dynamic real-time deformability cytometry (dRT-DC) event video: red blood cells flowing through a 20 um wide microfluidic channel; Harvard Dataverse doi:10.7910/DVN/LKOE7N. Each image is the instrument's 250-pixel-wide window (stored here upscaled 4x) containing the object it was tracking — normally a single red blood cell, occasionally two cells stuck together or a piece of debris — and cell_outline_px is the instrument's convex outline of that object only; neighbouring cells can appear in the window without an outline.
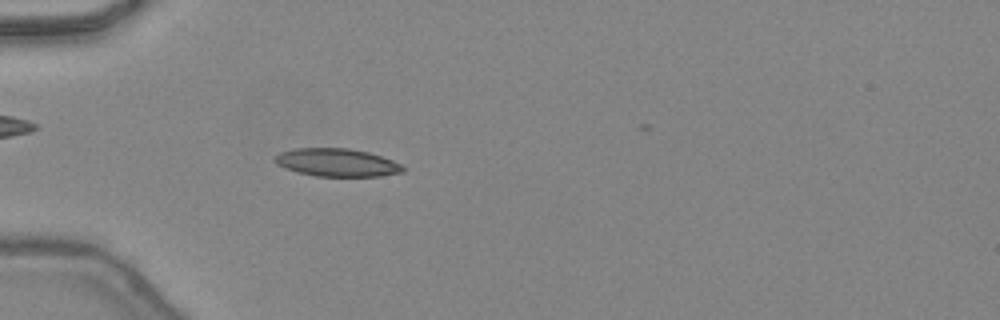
{"species": "common noctule bat (a hibernating species)", "species_latin": "Nyctalus noctula", "temperature_condition": "warm", "stored_images_in_passage": 45, "camera_frame_rate_fps": 3000, "um_per_image_px": 0.085, "animal": {"sex": "female", "body_mass_g": 24.6, "forearm_length_mm": 56.2}, "frame": {"image": 1, "passage_image": 15, "time_ms": 4.667, "image_size_px": [1000, 320], "cell_outline_px": [[404, 172], [380, 176], [316, 176], [296, 172], [284, 168], [276, 164], [272, 160], [280, 152], [296, 148], [348, 148], [368, 152], [392, 160], [400, 164], [404, 168]], "centroid_in_image_um": [28.6, 13.81], "position_along_channel_um": 56.4, "area_um2": 20.87}}
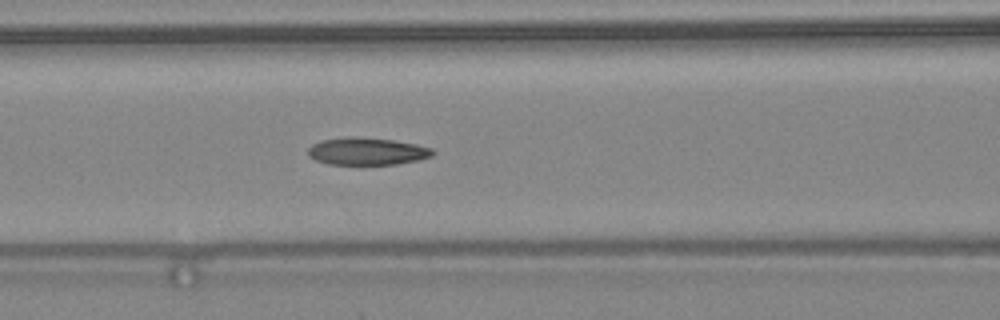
{"frame": {"image": 2, "passage_image": 21, "time_ms": 6.667, "image_size_px": [1000, 320], "cell_outline_px": [[436, 152], [432, 156], [420, 160], [396, 164], [328, 164], [316, 160], [308, 156], [308, 148], [312, 144], [324, 140], [392, 140], [416, 144], [432, 148]], "centroid_in_image_um": [31.27, 12.92], "position_along_channel_um": 135.3, "area_um2": 18.84}}
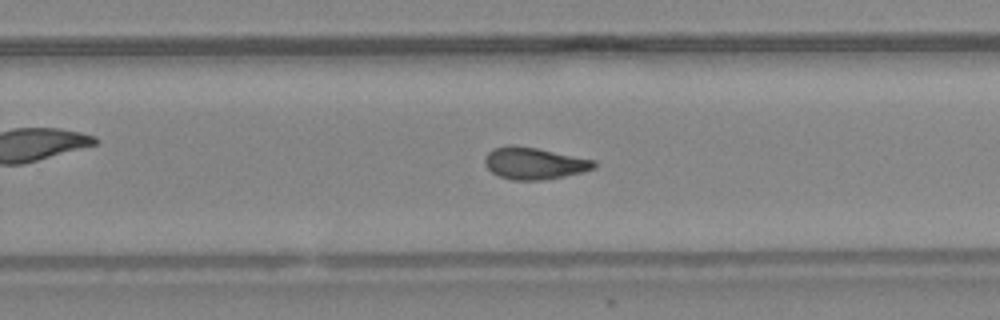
{"frame": {"image": 3, "passage_image": 31, "time_ms": 10.0, "image_size_px": [1000, 320], "cell_outline_px": [[596, 168], [584, 172], [544, 180], [512, 180], [500, 176], [492, 172], [484, 164], [484, 156], [492, 148], [508, 144], [512, 144], [536, 148], [596, 160]], "centroid_in_image_um": [45.4, 13.87], "position_along_channel_um": 284.4, "area_um2": 20.52}, "authors_computed_cell_mechanics": {"area_um2": 20.0566, "velocity_mm_per_s": 4.4931, "shape_relaxation_time_tau1_ms": null, "shape_relaxation_time_tau2_ms": 2.8323, "deformation_change_tau1": null, "deformation_change_tau2": 0.0979}}